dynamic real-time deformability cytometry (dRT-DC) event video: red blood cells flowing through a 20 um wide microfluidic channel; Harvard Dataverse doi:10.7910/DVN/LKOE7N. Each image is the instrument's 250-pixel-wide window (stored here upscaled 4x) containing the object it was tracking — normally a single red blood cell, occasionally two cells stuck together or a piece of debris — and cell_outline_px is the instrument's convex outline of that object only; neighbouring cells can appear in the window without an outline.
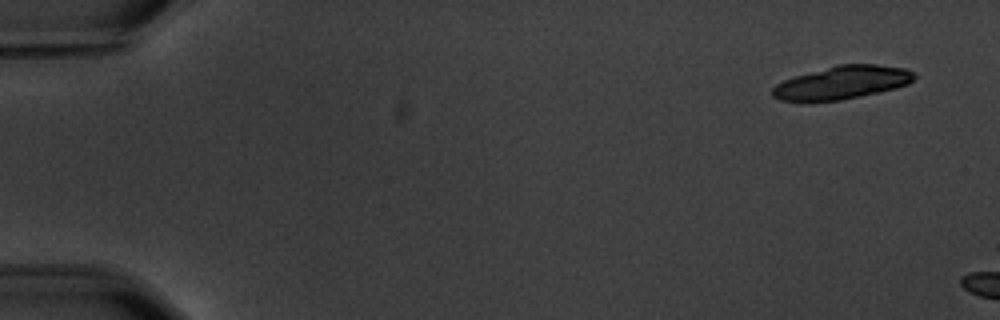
{"species": "common noctule bat (a hibernating species)", "species_latin": "Nyctalus noctula", "temperature_condition": "warm", "stored_images_in_passage": 3, "camera_frame_rate_fps": 3000, "um_per_image_px": 0.085, "animal": {"sex": "male", "body_mass_g": 20.1, "forearm_length_mm": 53.5}, "frame": {"image": 1, "passage_image": 1, "time_ms": 0.0, "image_size_px": [1000, 320], "cell_outline_px": [[916, 76], [908, 84], [896, 88], [860, 96], [840, 100], [804, 104], [780, 100], [772, 96], [772, 88], [776, 84], [784, 80], [796, 76], [836, 64], [876, 64], [904, 68], [916, 72]], "centroid_in_image_um": [71.53, 7.05], "position_along_channel_um": 13.5, "area_um2": 27.92}}